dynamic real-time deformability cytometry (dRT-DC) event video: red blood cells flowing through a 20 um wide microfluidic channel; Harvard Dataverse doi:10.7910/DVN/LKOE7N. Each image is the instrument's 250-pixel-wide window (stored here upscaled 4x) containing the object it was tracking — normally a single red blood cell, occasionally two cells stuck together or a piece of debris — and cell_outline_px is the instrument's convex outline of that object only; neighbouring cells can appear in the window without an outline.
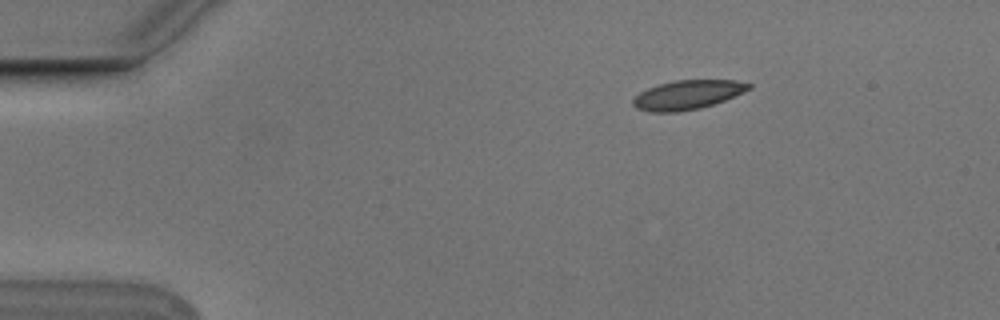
{"species": "Egyptian fruit bat (a non-hibernating species)", "species_latin": "Rousettus aegyptiacus", "temperature_condition": "cold", "stored_images_in_passage": 5, "camera_frame_rate_fps": 3000, "um_per_image_px": 0.085, "animal": {"sex": "male"}, "frame": {"image": 1, "passage_image": 1, "time_ms": 0.0, "image_size_px": [1000, 320], "cell_outline_px": [[752, 88], [724, 100], [700, 108], [680, 112], [652, 112], [636, 108], [632, 104], [632, 100], [640, 92], [648, 88], [660, 84], [676, 80], [736, 80], [752, 84]], "centroid_in_image_um": [58.43, 8.06], "position_along_channel_um": 26.6, "area_um2": 19.54}}